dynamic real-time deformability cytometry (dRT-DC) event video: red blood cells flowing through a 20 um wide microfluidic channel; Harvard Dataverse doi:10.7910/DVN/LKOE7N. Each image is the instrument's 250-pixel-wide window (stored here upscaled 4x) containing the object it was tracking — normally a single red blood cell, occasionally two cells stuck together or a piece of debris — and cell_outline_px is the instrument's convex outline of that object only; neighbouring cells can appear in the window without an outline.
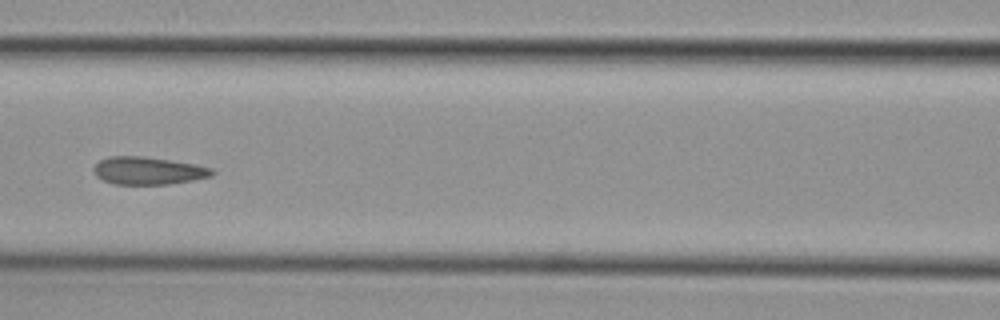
{"species": "common noctule bat (a hibernating species)", "species_latin": "Nyctalus noctula", "temperature_condition": "cold", "stored_images_in_passage": 14, "camera_frame_rate_fps": 3000, "um_per_image_px": 0.085, "animal": {"sex": "female", "body_mass_g": 29.2, "forearm_length_mm": 56.3}, "frame": {"image": 1, "passage_image": 6, "time_ms": 1.667, "image_size_px": [1000, 320], "cell_outline_px": [[216, 172], [212, 176], [192, 180], [168, 184], [112, 184], [96, 176], [92, 168], [100, 160], [108, 156], [140, 156], [196, 164], [212, 168]], "centroid_in_image_um": [12.59, 14.51], "position_along_channel_um": 154.0, "area_um2": 19.02}}
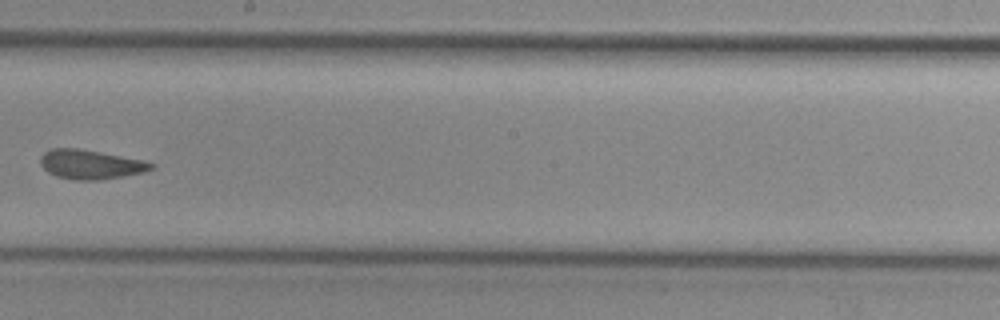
{"frame": {"image": 2, "passage_image": 8, "time_ms": 2.333, "image_size_px": [1000, 320], "cell_outline_px": [[156, 168], [144, 172], [124, 176], [100, 180], [76, 180], [56, 176], [48, 172], [40, 164], [40, 156], [44, 152], [52, 148], [76, 148], [100, 152], [144, 160], [156, 164]], "centroid_in_image_um": [7.72, 13.98], "position_along_channel_um": 240.5, "area_um2": 19.02}}
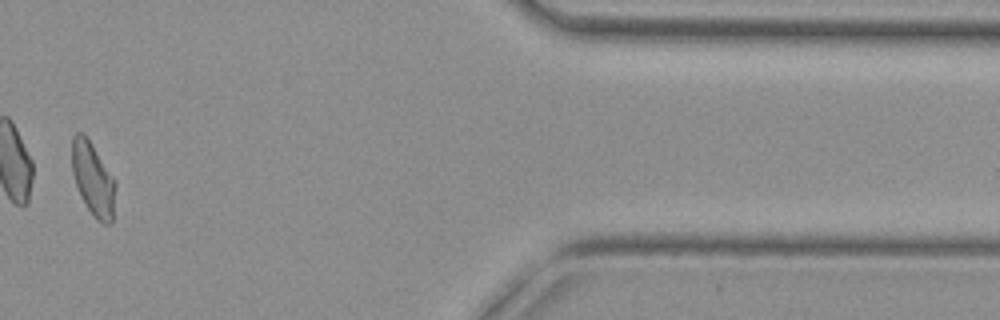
{"frame": {"image": 3, "passage_image": 13, "time_ms": 4.0, "image_size_px": [1000, 320], "cell_outline_px": [[116, 188], [112, 220], [108, 224], [104, 224], [96, 220], [80, 196], [72, 172], [72, 136], [76, 132], [80, 132], [92, 144], [116, 180]], "centroid_in_image_um": [7.92, 15.23], "position_along_channel_um": 403.5, "area_um2": 18.55}}